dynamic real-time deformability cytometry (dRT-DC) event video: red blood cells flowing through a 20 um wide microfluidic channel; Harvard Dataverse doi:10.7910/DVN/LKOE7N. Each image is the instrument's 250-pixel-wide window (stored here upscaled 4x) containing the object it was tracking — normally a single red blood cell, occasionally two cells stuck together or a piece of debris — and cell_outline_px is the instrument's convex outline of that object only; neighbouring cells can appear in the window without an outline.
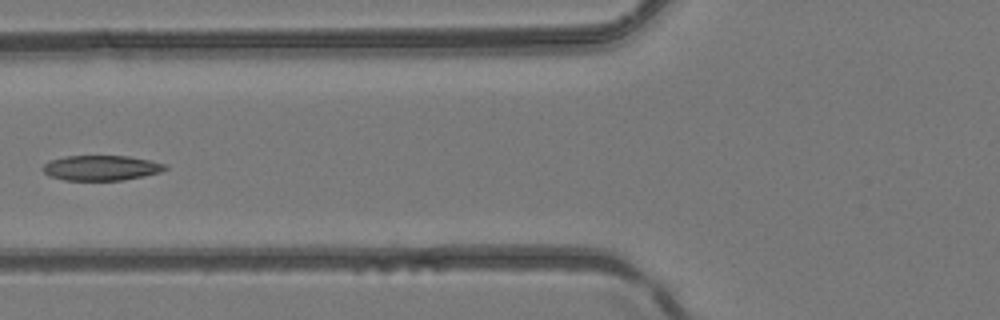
{"species": "common noctule bat (a hibernating species)", "species_latin": "Nyctalus noctula", "temperature_condition": "room temperature", "stored_images_in_passage": 5, "camera_frame_rate_fps": 3000, "um_per_image_px": 0.085, "animal": {"sex": "female", "body_mass_g": 24.6, "forearm_length_mm": 56.2}, "frame": {"image": 1, "passage_image": 4, "time_ms": 3.667, "image_size_px": [1000, 320], "cell_outline_px": [[168, 168], [160, 172], [144, 176], [124, 180], [64, 180], [48, 176], [40, 168], [48, 160], [64, 156], [128, 156], [168, 164]], "centroid_in_image_um": [8.57, 14.27], "position_along_channel_um": 117.2, "area_um2": 18.09}}
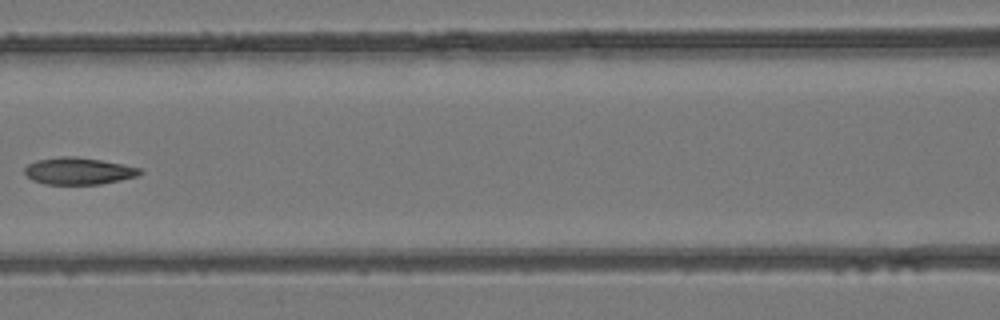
{"frame": {"image": 2, "passage_image": 5, "time_ms": 4.667, "image_size_px": [1000, 320], "cell_outline_px": [[144, 172], [136, 176], [120, 180], [100, 184], [44, 184], [32, 180], [24, 172], [24, 168], [28, 164], [36, 160], [60, 156], [76, 156], [100, 160], [144, 168]], "centroid_in_image_um": [6.68, 14.53], "position_along_channel_um": 159.9, "area_um2": 18.21}}